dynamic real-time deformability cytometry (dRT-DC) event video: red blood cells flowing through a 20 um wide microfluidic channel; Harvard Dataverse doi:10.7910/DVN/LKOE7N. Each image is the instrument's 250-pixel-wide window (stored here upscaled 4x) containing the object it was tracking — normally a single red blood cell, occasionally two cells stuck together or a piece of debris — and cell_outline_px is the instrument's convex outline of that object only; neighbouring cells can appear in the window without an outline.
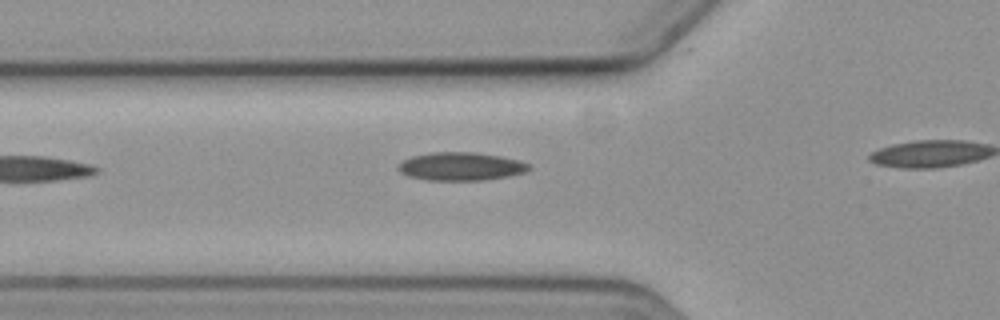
{"species": "common noctule bat (a hibernating species)", "species_latin": "Nyctalus noctula", "temperature_condition": "cold", "stored_images_in_passage": 6, "segment_of_instrument_passage": [1, 2], "camera_frame_rate_fps": 3000, "um_per_image_px": 0.085, "animal": {"sex": "female", "body_mass_g": 19.3, "forearm_length_mm": 54.1}, "frame": {"image": 1, "passage_image": 5, "time_ms": 5.667, "image_size_px": [1000, 320], "cell_outline_px": [[532, 168], [524, 172], [508, 176], [484, 180], [428, 180], [408, 176], [400, 172], [396, 168], [404, 160], [412, 156], [432, 152], [476, 152], [500, 156], [520, 160], [532, 164]], "centroid_in_image_um": [39.21, 14.14], "position_along_channel_um": 86.6, "area_um2": 21.56}}